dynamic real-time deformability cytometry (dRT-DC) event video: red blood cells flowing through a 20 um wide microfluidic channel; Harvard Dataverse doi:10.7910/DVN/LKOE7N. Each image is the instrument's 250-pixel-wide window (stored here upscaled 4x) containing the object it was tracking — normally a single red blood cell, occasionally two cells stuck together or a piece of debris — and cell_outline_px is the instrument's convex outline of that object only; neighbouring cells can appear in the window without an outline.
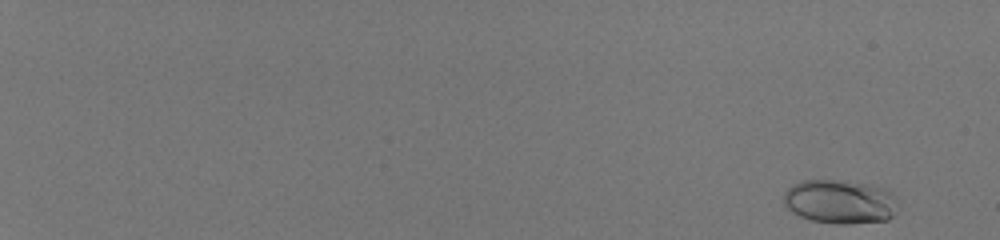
{"species": "human", "species_latin": "Homo sapiens", "temperature_condition": "room temperature", "stored_images_in_passage": 56, "camera_frame_rate_fps": 3000, "um_per_image_px": 0.085, "donor": {"sex": "male"}, "frame": {"image": 1, "passage_image": 3, "time_ms": 0.667, "image_size_px": [1000, 240], "cell_outline_px": [[900, 200], [892, 216], [888, 220], [848, 224], [836, 224], [808, 220], [792, 212], [784, 204], [784, 192], [792, 184], [800, 180], [836, 180], [868, 184], [884, 188], [892, 192]], "centroid_in_image_um": [71.41, 17.14], "position_along_channel_um": 13.6, "area_um2": 29.71}}
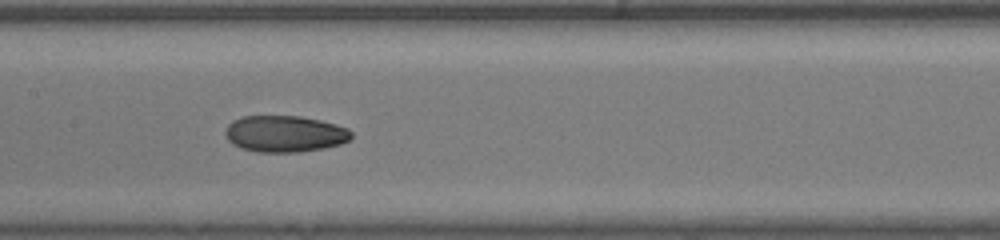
{"frame": {"image": 2, "passage_image": 34, "time_ms": 11.0, "image_size_px": [1000, 240], "cell_outline_px": [[352, 136], [348, 140], [340, 144], [324, 148], [300, 152], [256, 152], [240, 148], [232, 144], [228, 140], [224, 132], [228, 124], [232, 120], [240, 116], [300, 116], [320, 120], [336, 124], [348, 128], [352, 132]], "centroid_in_image_um": [24.18, 11.37], "position_along_channel_um": 183.2, "area_um2": 27.05}}
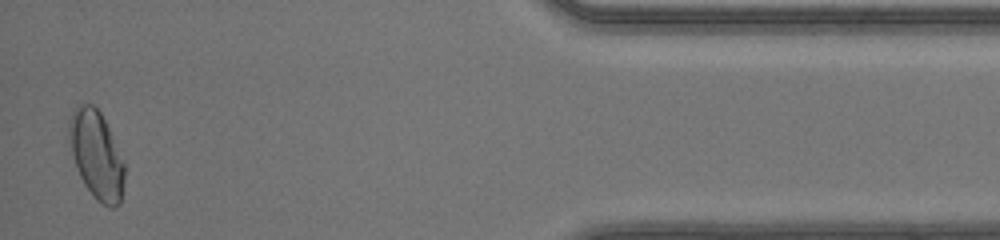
{"frame": {"image": 3, "passage_image": 55, "time_ms": 18.0, "image_size_px": [1000, 240], "cell_outline_px": [[124, 180], [120, 204], [112, 208], [108, 208], [96, 200], [84, 184], [76, 168], [68, 136], [68, 120], [76, 104], [92, 104], [100, 112], [112, 136], [124, 164]], "centroid_in_image_um": [8.17, 13.18], "position_along_channel_um": 427.0, "area_um2": 28.26}, "authors_computed_cell_mechanics": {"area_um2": 26.4146, "velocity_mm_per_s": 4.1528, "shape_relaxation_time_tau1_ms": 4.7866, "shape_relaxation_time_tau2_ms": 1.3837, "deformation_change_tau1": 0.1719, "deformation_change_tau2": 0.0541}}